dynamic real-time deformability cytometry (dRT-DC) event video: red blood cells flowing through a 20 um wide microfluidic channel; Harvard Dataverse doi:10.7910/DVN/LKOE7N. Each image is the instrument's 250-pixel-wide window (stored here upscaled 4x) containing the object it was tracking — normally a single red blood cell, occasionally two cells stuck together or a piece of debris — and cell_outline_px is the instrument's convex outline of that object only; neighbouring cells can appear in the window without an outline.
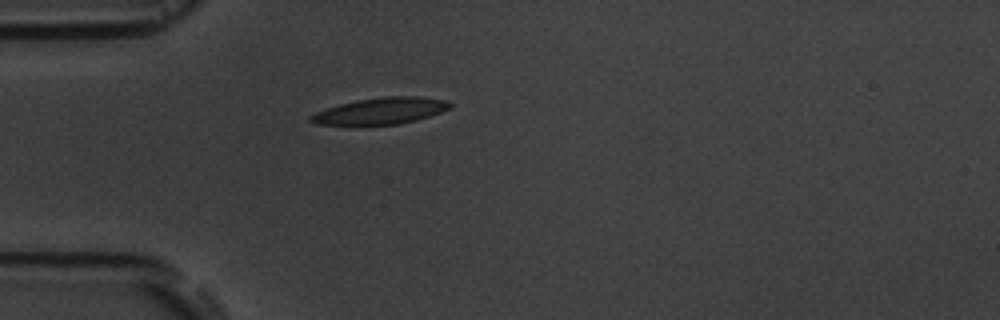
{"species": "common noctule bat (a hibernating species)", "species_latin": "Nyctalus noctula", "temperature_condition": "room temperature", "stored_images_in_passage": 5, "camera_frame_rate_fps": 3000, "um_per_image_px": 0.085, "animal": {"sex": "male", "body_mass_g": 19.5, "forearm_length_mm": 54.6}, "frame": {"image": 1, "passage_image": 5, "time_ms": 5.333, "image_size_px": [1000, 320], "cell_outline_px": [[452, 108], [416, 120], [396, 124], [352, 128], [316, 124], [308, 120], [308, 116], [316, 112], [340, 104], [356, 100], [384, 96], [420, 96], [444, 100], [452, 104]], "centroid_in_image_um": [32.25, 9.48], "position_along_channel_um": 52.7, "area_um2": 22.37}}